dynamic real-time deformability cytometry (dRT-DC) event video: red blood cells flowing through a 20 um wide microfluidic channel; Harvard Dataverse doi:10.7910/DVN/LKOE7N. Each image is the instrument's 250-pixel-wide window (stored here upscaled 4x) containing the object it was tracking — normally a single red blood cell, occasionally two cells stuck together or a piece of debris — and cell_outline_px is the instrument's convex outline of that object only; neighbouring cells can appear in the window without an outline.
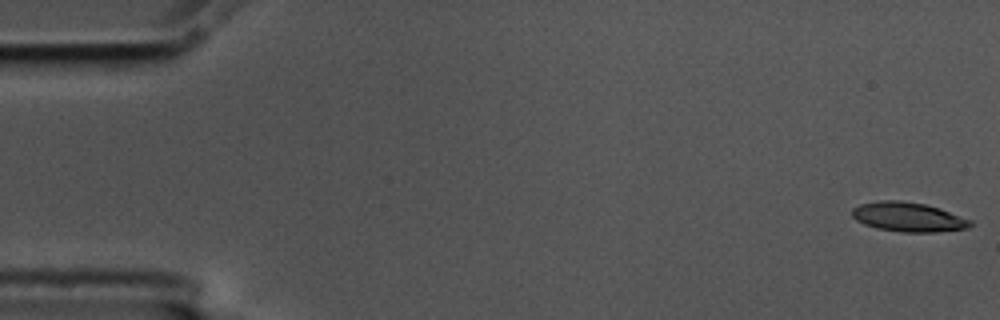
{"species": "common noctule bat (a hibernating species)", "species_latin": "Nyctalus noctula", "temperature_condition": "cold", "stored_images_in_passage": 57, "camera_frame_rate_fps": 3000, "um_per_image_px": 0.085, "animal": {"sex": "male", "body_mass_g": 17.5, "forearm_length_mm": 52.3}, "frame": {"image": 1, "passage_image": 1, "time_ms": 0.0, "image_size_px": [1000, 320], "cell_outline_px": [[972, 224], [968, 228], [936, 232], [904, 232], [876, 228], [864, 224], [856, 220], [852, 216], [852, 208], [860, 204], [880, 200], [900, 200], [924, 204], [940, 208], [972, 220]], "centroid_in_image_um": [77.2, 18.44], "position_along_channel_um": 7.8, "area_um2": 20.29}}
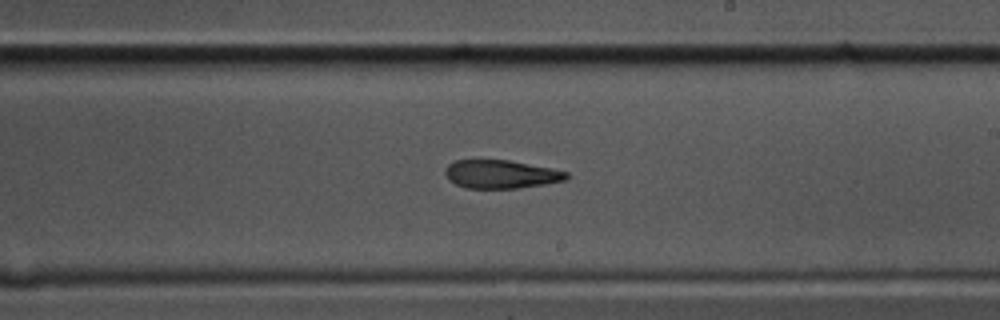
{"frame": {"image": 2, "passage_image": 33, "time_ms": 10.667, "image_size_px": [1000, 320], "cell_outline_px": [[568, 180], [520, 188], [468, 188], [456, 184], [448, 180], [444, 172], [444, 168], [448, 164], [456, 160], [508, 160], [552, 168], [568, 172]], "centroid_in_image_um": [42.58, 14.81], "position_along_channel_um": 246.4, "area_um2": 20.11}}
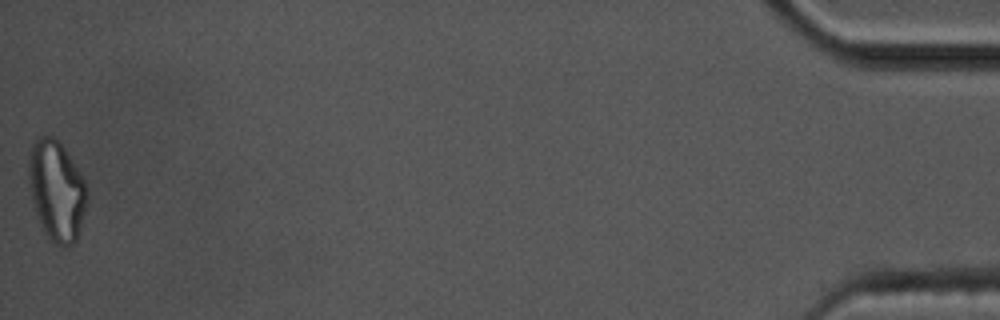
{"frame": {"image": 3, "passage_image": 57, "time_ms": 18.667, "image_size_px": [1000, 320], "cell_outline_px": [[88, 204], [76, 240], [72, 244], [56, 244], [48, 236], [36, 212], [32, 200], [28, 176], [28, 160], [32, 144], [36, 136], [52, 136], [64, 148], [84, 176], [88, 184]], "centroid_in_image_um": [4.85, 16.14], "position_along_channel_um": 430.4, "area_um2": 34.04}, "authors_computed_cell_mechanics": {"area_um2": 21.1548, "velocity_mm_per_s": 3.5278, "shape_relaxation_time_tau1_ms": null, "shape_relaxation_time_tau2_ms": 4.317, "deformation_change_tau1": null, "deformation_change_tau2": 0.1317}}